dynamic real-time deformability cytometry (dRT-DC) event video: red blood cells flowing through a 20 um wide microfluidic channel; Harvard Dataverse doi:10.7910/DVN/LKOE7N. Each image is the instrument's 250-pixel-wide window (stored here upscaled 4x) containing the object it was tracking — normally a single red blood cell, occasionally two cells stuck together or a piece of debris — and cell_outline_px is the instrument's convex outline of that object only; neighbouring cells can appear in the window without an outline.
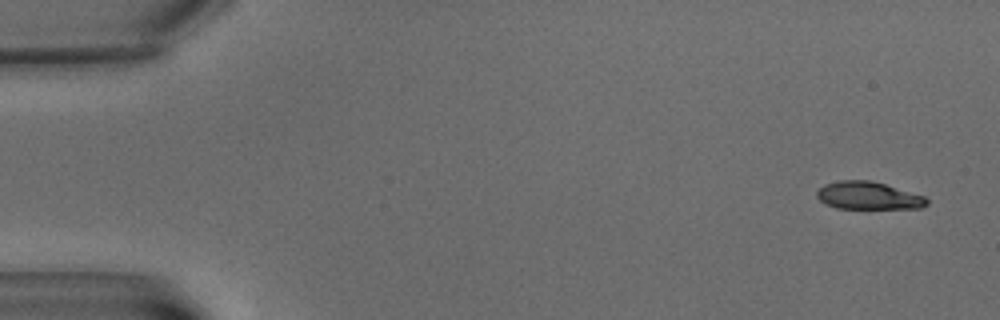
{"species": "common noctule bat (a hibernating species)", "species_latin": "Nyctalus noctula", "temperature_condition": "warm", "stored_images_in_passage": 6, "camera_frame_rate_fps": 3000, "um_per_image_px": 0.085, "animal": {"sex": "male", "body_mass_g": 15.6}, "frame": {"image": 1, "passage_image": 1, "time_ms": 0.0, "image_size_px": [1000, 320], "cell_outline_px": [[928, 204], [920, 208], [836, 208], [820, 200], [816, 196], [816, 192], [824, 184], [840, 180], [872, 180], [924, 196], [928, 200]], "centroid_in_image_um": [73.8, 16.62], "position_along_channel_um": 11.2, "area_um2": 17.57}}
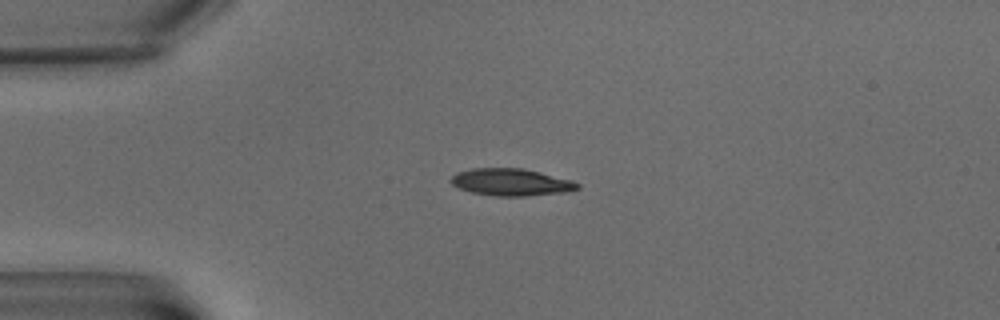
{"frame": {"image": 2, "passage_image": 5, "time_ms": 4.667, "image_size_px": [1000, 320], "cell_outline_px": [[580, 188], [568, 192], [528, 196], [496, 196], [472, 192], [460, 188], [452, 184], [448, 180], [456, 172], [472, 168], [524, 168], [572, 180], [580, 184]], "centroid_in_image_um": [43.46, 15.48], "position_along_channel_um": 41.5, "area_um2": 20.17}}